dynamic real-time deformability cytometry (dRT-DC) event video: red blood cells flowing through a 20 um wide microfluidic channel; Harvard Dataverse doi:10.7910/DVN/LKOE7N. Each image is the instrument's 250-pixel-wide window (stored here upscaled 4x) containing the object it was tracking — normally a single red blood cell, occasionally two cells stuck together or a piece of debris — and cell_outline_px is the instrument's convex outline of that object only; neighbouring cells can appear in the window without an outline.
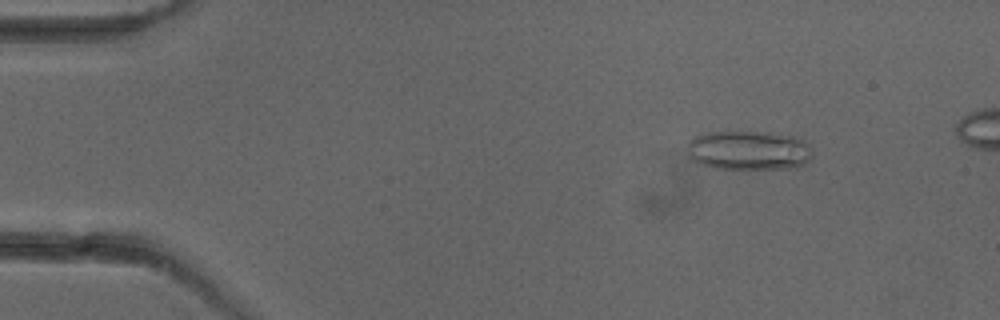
{"species": "common noctule bat (a hibernating species)", "species_latin": "Nyctalus noctula", "temperature_condition": "cold", "stored_images_in_passage": 5, "camera_frame_rate_fps": 3000, "um_per_image_px": 0.085, "animal": {"sex": "female"}, "frame": {"image": 1, "passage_image": 2, "time_ms": 1.333, "image_size_px": [1000, 320], "cell_outline_px": [[812, 156], [804, 164], [796, 168], [712, 168], [700, 164], [692, 160], [688, 156], [688, 140], [696, 136], [708, 132], [768, 132], [792, 136], [804, 140], [812, 148]], "centroid_in_image_um": [63.64, 12.78], "position_along_channel_um": 21.4, "area_um2": 28.78}}